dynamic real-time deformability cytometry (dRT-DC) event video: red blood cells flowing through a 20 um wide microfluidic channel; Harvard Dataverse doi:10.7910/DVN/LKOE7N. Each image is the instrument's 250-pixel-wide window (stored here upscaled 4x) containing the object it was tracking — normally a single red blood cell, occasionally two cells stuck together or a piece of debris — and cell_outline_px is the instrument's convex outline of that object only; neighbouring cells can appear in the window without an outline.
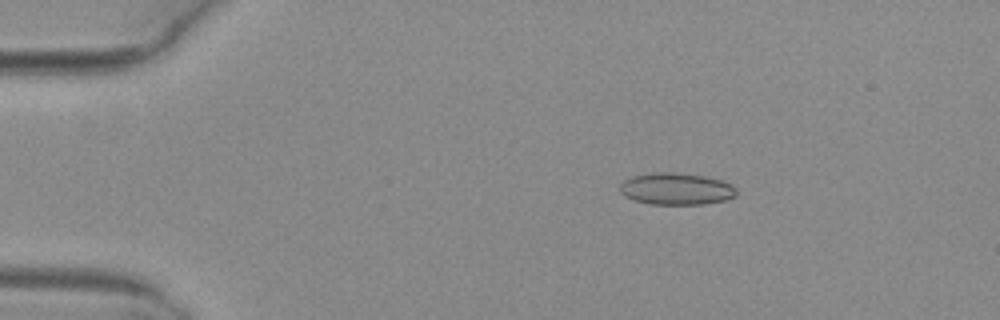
{"species": "common noctule bat (a hibernating species)", "species_latin": "Nyctalus noctula", "temperature_condition": "warm", "stored_images_in_passage": 5, "camera_frame_rate_fps": 3000, "um_per_image_px": 0.085, "animal": {"sex": "female", "body_mass_g": 29.2, "forearm_length_mm": 56.3}, "frame": {"image": 1, "passage_image": 3, "time_ms": 0.667, "image_size_px": [1000, 320], "cell_outline_px": [[736, 196], [728, 200], [704, 204], [652, 204], [632, 200], [624, 196], [620, 192], [620, 184], [624, 180], [632, 176], [656, 172], [668, 172], [704, 176], [720, 180], [732, 184], [736, 188]], "centroid_in_image_um": [57.48, 16.06], "position_along_channel_um": 27.5, "area_um2": 21.73}}